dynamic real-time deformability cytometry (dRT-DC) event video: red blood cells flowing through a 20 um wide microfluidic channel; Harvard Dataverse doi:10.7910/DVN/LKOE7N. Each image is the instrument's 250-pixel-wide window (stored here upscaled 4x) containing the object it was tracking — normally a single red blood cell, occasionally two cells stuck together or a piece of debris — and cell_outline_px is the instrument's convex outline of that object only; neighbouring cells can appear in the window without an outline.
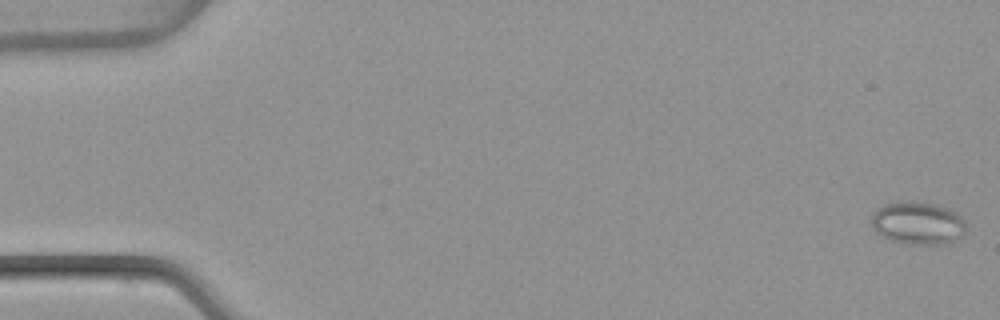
{"species": "common noctule bat (a hibernating species)", "species_latin": "Nyctalus noctula", "temperature_condition": "warm", "stored_images_in_passage": 52, "camera_frame_rate_fps": 3000, "um_per_image_px": 0.085, "animal": {"sex": "female", "body_mass_g": 22.7, "forearm_length_mm": 54.2}, "frame": {"image": 1, "passage_image": 1, "time_ms": 0.0, "image_size_px": [1000, 320], "cell_outline_px": [[964, 236], [948, 244], [908, 244], [892, 240], [876, 232], [872, 224], [872, 216], [884, 204], [908, 200], [936, 204], [948, 208], [956, 212], [964, 220]], "centroid_in_image_um": [78.06, 18.96], "position_along_channel_um": 6.9, "area_um2": 23.52}}
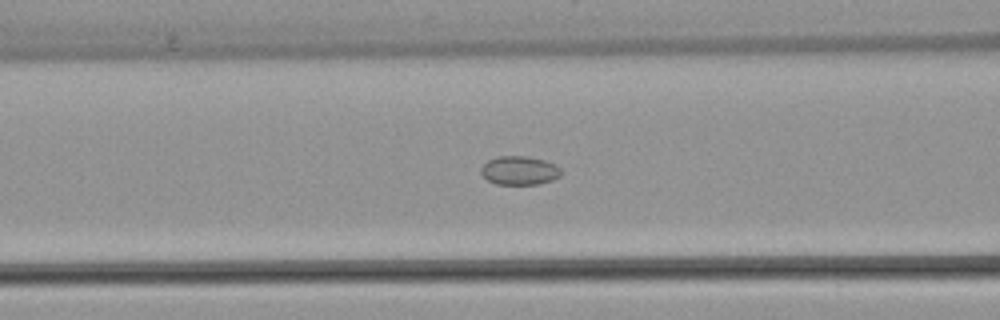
{"frame": {"image": 2, "passage_image": 21, "time_ms": 6.667, "image_size_px": [1000, 320], "cell_outline_px": [[560, 176], [552, 180], [536, 184], [496, 184], [488, 180], [480, 172], [480, 168], [488, 160], [496, 156], [528, 156], [544, 160], [556, 164], [560, 168]], "centroid_in_image_um": [44.14, 14.48], "position_along_channel_um": 122.5, "area_um2": 13.41}}
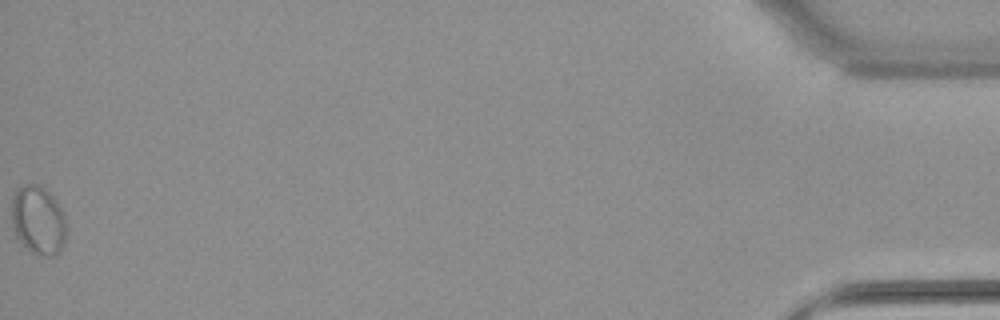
{"frame": {"image": 3, "passage_image": 52, "time_ms": 17.0, "image_size_px": [1000, 320], "cell_outline_px": [[68, 228], [64, 244], [60, 252], [52, 256], [44, 256], [32, 252], [16, 236], [12, 224], [12, 196], [16, 188], [24, 184], [40, 184], [56, 200], [64, 216]], "centroid_in_image_um": [3.26, 18.71], "position_along_channel_um": 431.9, "area_um2": 22.14}, "authors_computed_cell_mechanics": {"area_um2": 15.5193, "velocity_mm_per_s": 3.9764, "shape_relaxation_time_tau1_ms": null, "shape_relaxation_time_tau2_ms": 2.2273, "deformation_change_tau1": null, "deformation_change_tau2": 0.0346}}